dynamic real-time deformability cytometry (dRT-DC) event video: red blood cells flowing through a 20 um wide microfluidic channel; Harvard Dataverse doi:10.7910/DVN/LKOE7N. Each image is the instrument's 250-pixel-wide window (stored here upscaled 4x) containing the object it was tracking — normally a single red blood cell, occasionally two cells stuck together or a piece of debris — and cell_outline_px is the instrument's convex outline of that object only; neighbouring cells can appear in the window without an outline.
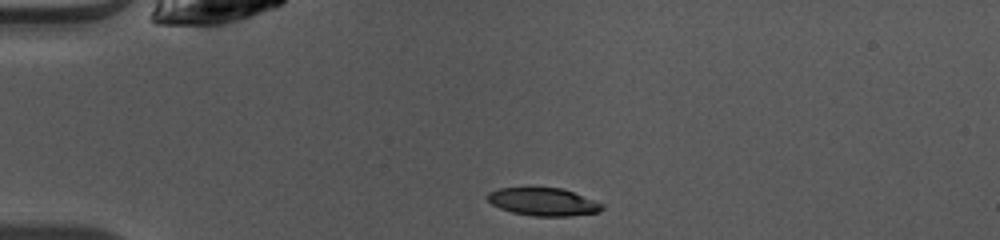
{"species": "common noctule bat (a hibernating species)", "species_latin": "Nyctalus noctula", "temperature_condition": "warm", "stored_images_in_passage": 38, "camera_frame_rate_fps": 3000, "um_per_image_px": 0.085, "animal": {"sex": "female", "body_mass_g": 10.0, "forearm_length_mm": 53.1}, "frame": {"image": 1, "passage_image": 1, "time_ms": 0.0, "image_size_px": [1000, 240], "cell_outline_px": [[604, 208], [600, 212], [568, 216], [536, 216], [512, 212], [500, 208], [492, 204], [484, 196], [488, 192], [500, 188], [564, 188], [604, 204]], "centroid_in_image_um": [46.19, 17.15], "position_along_channel_um": 38.8, "area_um2": 18.61}}
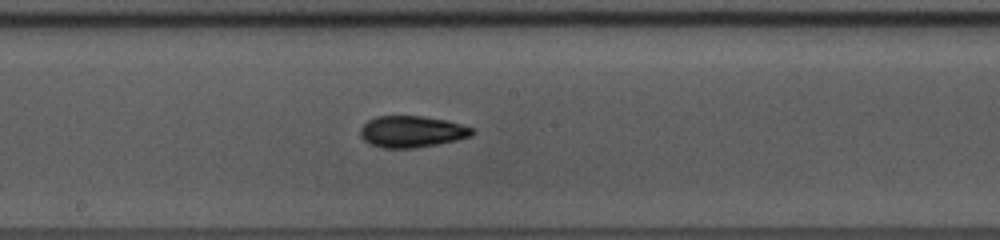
{"frame": {"image": 2, "passage_image": 16, "time_ms": 5.0, "image_size_px": [1000, 240], "cell_outline_px": [[476, 132], [472, 136], [456, 140], [436, 144], [412, 148], [384, 148], [368, 144], [360, 136], [360, 128], [368, 120], [376, 116], [424, 116], [448, 120], [472, 128]], "centroid_in_image_um": [34.99, 11.18], "position_along_channel_um": 213.2, "area_um2": 20.63}}
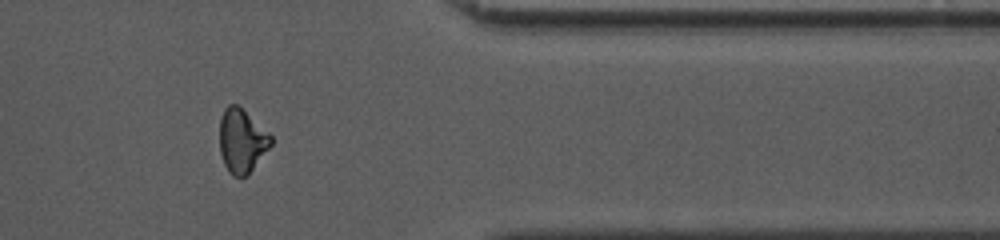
{"frame": {"image": 3, "passage_image": 30, "time_ms": 9.667, "image_size_px": [1000, 240], "cell_outline_px": [[272, 144], [252, 168], [244, 176], [232, 176], [228, 172], [224, 164], [220, 152], [220, 116], [224, 108], [228, 104], [236, 104], [268, 132], [272, 136]], "centroid_in_image_um": [20.52, 11.95], "position_along_channel_um": 390.9, "area_um2": 18.73}, "authors_computed_cell_mechanics": {"area_um2": 19.652, "velocity_mm_per_s": 4.0973, "shape_relaxation_time_tau1_ms": 4.6495, "shape_relaxation_time_tau2_ms": 3.263, "deformation_change_tau1": 0.1357, "deformation_change_tau2": 0.0916}}